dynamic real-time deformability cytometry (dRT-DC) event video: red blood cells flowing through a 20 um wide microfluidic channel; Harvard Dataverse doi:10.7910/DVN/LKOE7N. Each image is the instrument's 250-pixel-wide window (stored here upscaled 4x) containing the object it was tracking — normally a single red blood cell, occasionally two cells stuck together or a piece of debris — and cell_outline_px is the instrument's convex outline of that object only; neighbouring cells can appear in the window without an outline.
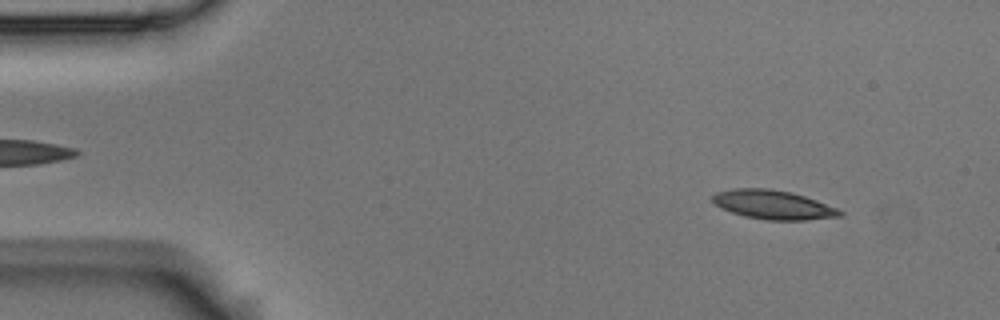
{"species": "Egyptian fruit bat (a non-hibernating species)", "species_latin": "Rousettus aegyptiacus", "temperature_condition": "room temperature", "stored_images_in_passage": 5, "segment_of_instrument_passage": [1, 2], "camera_frame_rate_fps": 3000, "um_per_image_px": 0.085, "animal": {"sex": "male"}, "frame": {"image": 1, "passage_image": 1, "time_ms": 0.0, "image_size_px": [1000, 320], "cell_outline_px": [[844, 216], [804, 220], [768, 220], [744, 216], [720, 208], [712, 200], [712, 196], [716, 192], [732, 188], [768, 188], [792, 192], [816, 200], [836, 208], [844, 212]], "centroid_in_image_um": [65.71, 17.4], "position_along_channel_um": 19.3, "area_um2": 21.56}}
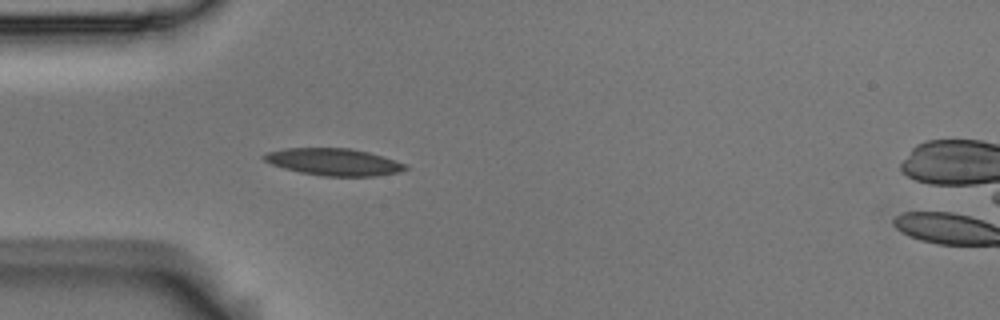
{"frame": {"image": 2, "passage_image": 4, "time_ms": 1.0, "image_size_px": [1000, 320], "cell_outline_px": [[408, 168], [400, 172], [376, 176], [324, 176], [300, 172], [284, 168], [272, 164], [264, 160], [264, 156], [268, 152], [284, 148], [348, 148], [368, 152], [404, 164]], "centroid_in_image_um": [28.35, 13.77], "position_along_channel_um": 56.6, "area_um2": 21.91}}